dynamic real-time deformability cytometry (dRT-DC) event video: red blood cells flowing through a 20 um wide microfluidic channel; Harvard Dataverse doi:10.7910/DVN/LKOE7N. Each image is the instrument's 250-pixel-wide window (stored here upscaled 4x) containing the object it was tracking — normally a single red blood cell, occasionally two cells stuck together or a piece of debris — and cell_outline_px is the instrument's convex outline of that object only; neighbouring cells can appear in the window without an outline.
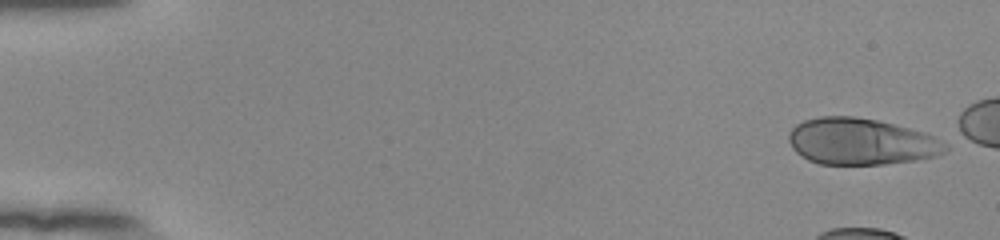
{"species": "human", "species_latin": "Homo sapiens", "temperature_condition": "room temperature", "stored_images_in_passage": 11, "camera_frame_rate_fps": 3000, "um_per_image_px": 0.085, "donor": {"sex": "female"}, "frame": {"image": 1, "passage_image": 1, "time_ms": 0.0, "image_size_px": [1000, 240], "cell_outline_px": [[948, 148], [944, 152], [936, 156], [912, 160], [884, 164], [820, 164], [808, 160], [796, 152], [792, 148], [788, 140], [788, 132], [796, 124], [804, 120], [820, 116], [852, 116], [876, 120], [924, 132], [948, 144]], "centroid_in_image_um": [73.14, 12.03], "position_along_channel_um": 11.9, "area_um2": 42.31}}